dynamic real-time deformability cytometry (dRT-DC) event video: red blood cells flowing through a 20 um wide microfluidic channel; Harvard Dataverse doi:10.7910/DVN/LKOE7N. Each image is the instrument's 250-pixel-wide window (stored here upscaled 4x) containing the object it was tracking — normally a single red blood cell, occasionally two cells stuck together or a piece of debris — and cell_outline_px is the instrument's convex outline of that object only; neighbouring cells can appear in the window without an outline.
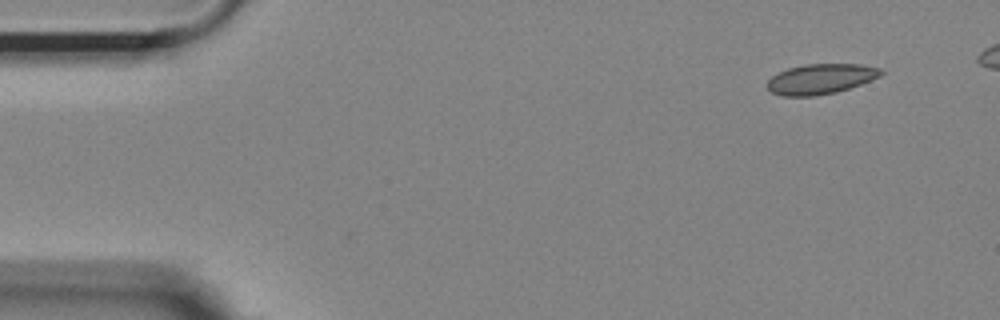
{"species": "Egyptian fruit bat (a non-hibernating species)", "species_latin": "Rousettus aegyptiacus", "temperature_condition": "room temperature", "stored_images_in_passage": 15, "camera_frame_rate_fps": 3000, "um_per_image_px": 0.085, "animal": {"sex": "female"}, "frame": {"image": 1, "passage_image": 1, "time_ms": 0.0, "image_size_px": [1000, 320], "cell_outline_px": [[884, 72], [880, 76], [860, 84], [836, 92], [816, 96], [784, 96], [772, 92], [764, 84], [772, 76], [788, 68], [804, 64], [860, 64], [880, 68]], "centroid_in_image_um": [69.74, 6.71], "position_along_channel_um": 15.3, "area_um2": 19.94}}
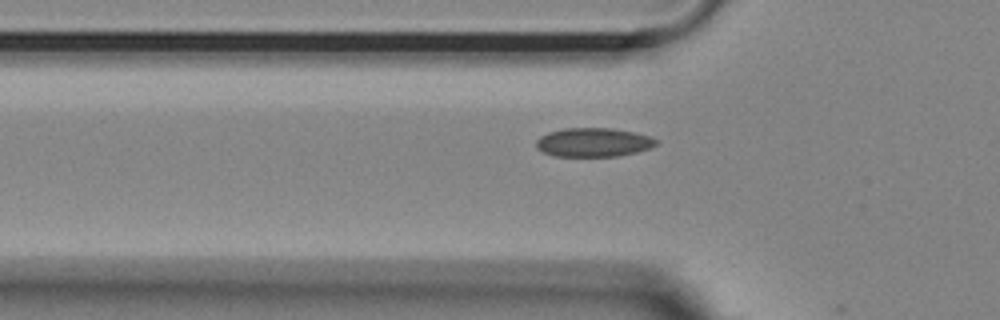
{"frame": {"image": 2, "passage_image": 14, "time_ms": 4.333, "image_size_px": [1000, 320], "cell_outline_px": [[660, 140], [652, 148], [636, 152], [616, 156], [552, 156], [536, 148], [536, 140], [540, 136], [548, 132], [564, 128], [612, 128], [652, 136]], "centroid_in_image_um": [50.45, 12.09], "position_along_channel_um": 75.3, "area_um2": 20.35}}